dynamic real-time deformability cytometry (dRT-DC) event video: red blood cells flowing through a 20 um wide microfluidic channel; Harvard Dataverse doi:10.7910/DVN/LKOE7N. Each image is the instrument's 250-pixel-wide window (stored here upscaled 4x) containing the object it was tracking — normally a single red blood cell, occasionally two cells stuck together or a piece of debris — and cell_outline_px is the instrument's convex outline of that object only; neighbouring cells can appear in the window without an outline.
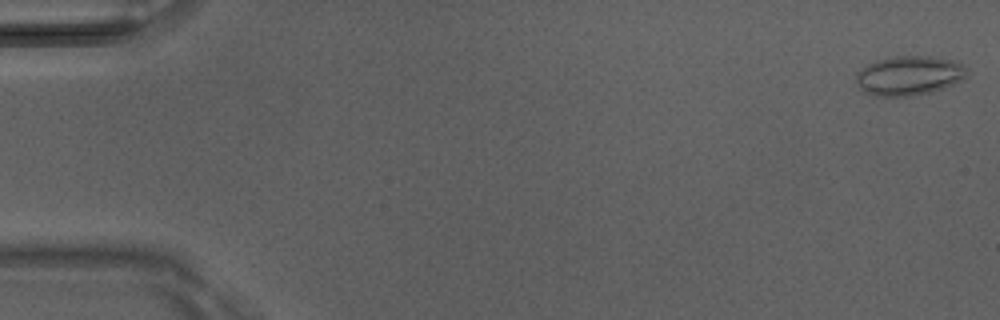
{"species": "Egyptian fruit bat (a non-hibernating species)", "species_latin": "Rousettus aegyptiacus", "temperature_condition": "room temperature", "stored_images_in_passage": 9, "camera_frame_rate_fps": 3000, "um_per_image_px": 0.085, "animal": {"sex": "male"}, "frame": {"image": 1, "passage_image": 1, "time_ms": 0.0, "image_size_px": [1000, 320], "cell_outline_px": [[968, 72], [960, 80], [944, 88], [912, 96], [876, 96], [864, 92], [860, 88], [856, 80], [856, 72], [860, 68], [876, 60], [896, 56], [928, 56], [956, 60], [968, 68]], "centroid_in_image_um": [77.26, 6.41], "position_along_channel_um": 7.7, "area_um2": 25.49}}